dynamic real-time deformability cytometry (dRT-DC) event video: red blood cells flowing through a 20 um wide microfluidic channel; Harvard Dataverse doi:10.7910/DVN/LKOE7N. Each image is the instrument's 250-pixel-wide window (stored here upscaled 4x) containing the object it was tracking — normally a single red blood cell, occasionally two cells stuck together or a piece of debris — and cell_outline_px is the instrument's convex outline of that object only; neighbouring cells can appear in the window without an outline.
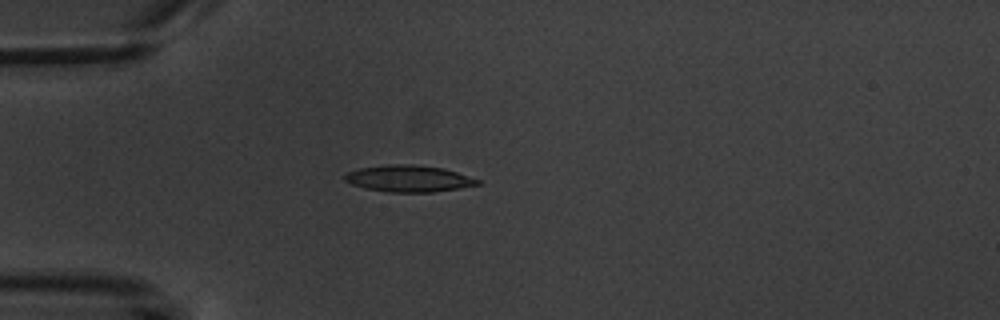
{"species": "common noctule bat (a hibernating species)", "species_latin": "Nyctalus noctula", "temperature_condition": "warm", "stored_images_in_passage": 3, "camera_frame_rate_fps": 3000, "um_per_image_px": 0.085, "animal": {"sex": "male", "body_mass_g": 20.1, "forearm_length_mm": 53.5}, "frame": {"image": 1, "passage_image": 3, "time_ms": 2.333, "image_size_px": [1000, 320], "cell_outline_px": [[480, 184], [460, 188], [432, 192], [388, 192], [364, 188], [352, 184], [344, 180], [344, 172], [360, 168], [388, 164], [412, 164], [444, 168], [480, 180]], "centroid_in_image_um": [34.7, 15.17], "position_along_channel_um": 50.3, "area_um2": 20.63}}